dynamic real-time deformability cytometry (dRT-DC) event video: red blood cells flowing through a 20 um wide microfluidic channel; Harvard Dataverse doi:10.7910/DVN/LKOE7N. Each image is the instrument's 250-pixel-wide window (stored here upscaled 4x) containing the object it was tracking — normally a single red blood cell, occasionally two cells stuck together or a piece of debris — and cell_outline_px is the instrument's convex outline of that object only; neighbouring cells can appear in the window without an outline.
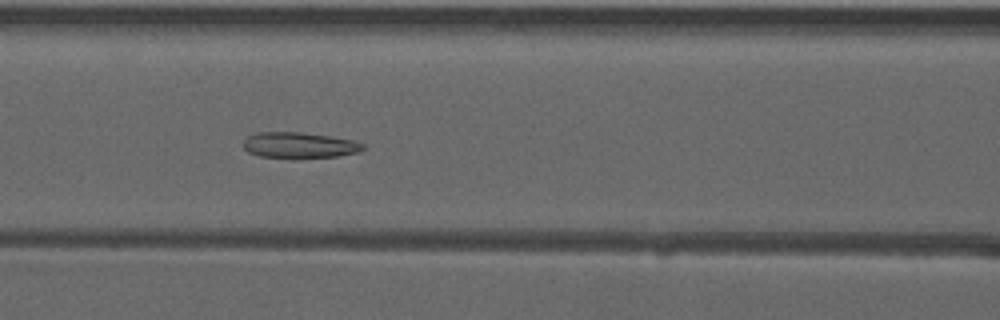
{"species": "common noctule bat (a hibernating species)", "species_latin": "Nyctalus noctula", "temperature_condition": "warm", "stored_images_in_passage": 53, "camera_frame_rate_fps": 3000, "um_per_image_px": 0.085, "animal": {"sex": "male", "forearm_length_mm": 52.5}, "frame": {"image": 1, "passage_image": 24, "time_ms": 7.667, "image_size_px": [1000, 320], "cell_outline_px": [[364, 148], [360, 152], [336, 156], [296, 160], [292, 160], [260, 156], [248, 152], [244, 148], [244, 140], [248, 136], [260, 132], [300, 132], [332, 136], [352, 140], [364, 144]], "centroid_in_image_um": [25.45, 12.37], "position_along_channel_um": 141.2, "area_um2": 18.55}}
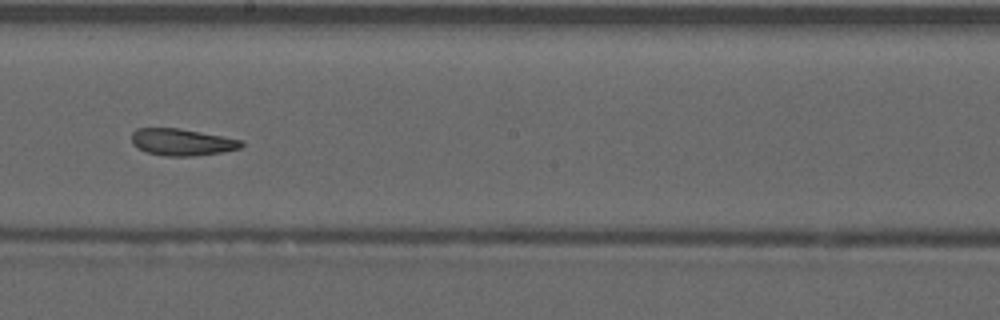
{"frame": {"image": 2, "passage_image": 31, "time_ms": 10.0, "image_size_px": [1000, 320], "cell_outline_px": [[244, 144], [240, 148], [220, 152], [192, 156], [164, 156], [148, 152], [132, 144], [132, 132], [136, 128], [180, 128], [244, 140]], "centroid_in_image_um": [15.48, 12.07], "position_along_channel_um": 232.7, "area_um2": 17.11}}
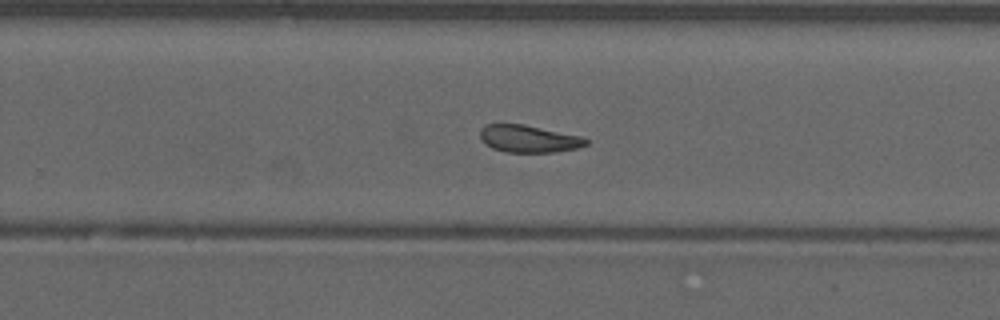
{"frame": {"image": 3, "passage_image": 35, "time_ms": 11.333, "image_size_px": [1000, 320], "cell_outline_px": [[588, 144], [576, 148], [552, 152], [504, 152], [492, 148], [484, 144], [480, 140], [480, 128], [484, 124], [524, 124], [580, 136], [588, 140]], "centroid_in_image_um": [44.87, 11.79], "position_along_channel_um": 284.9, "area_um2": 16.88}, "authors_computed_cell_mechanics": {"area_um2": 19.0162, "velocity_mm_per_s": 3.9366, "shape_relaxation_time_tau1_ms": null, "shape_relaxation_time_tau2_ms": 4.3359, "deformation_change_tau1": null, "deformation_change_tau2": 0.1112}}